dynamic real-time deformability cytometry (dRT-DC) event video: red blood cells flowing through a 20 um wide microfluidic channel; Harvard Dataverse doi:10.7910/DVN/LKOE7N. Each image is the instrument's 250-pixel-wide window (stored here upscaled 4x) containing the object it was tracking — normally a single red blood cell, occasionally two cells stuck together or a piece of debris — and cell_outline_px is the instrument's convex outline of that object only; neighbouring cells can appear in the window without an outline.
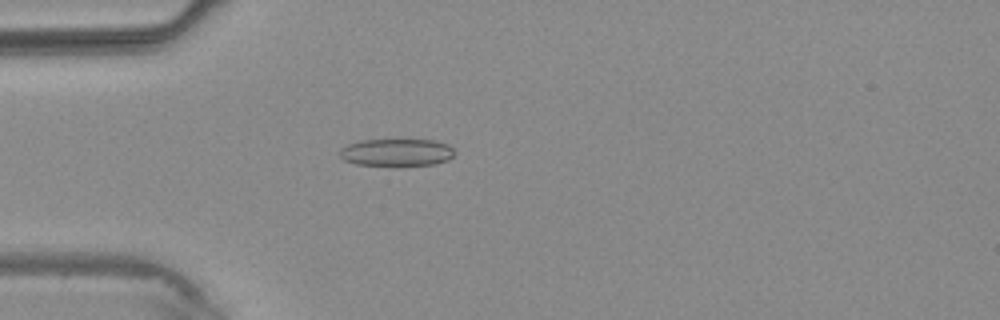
{"species": "common noctule bat (a hibernating species)", "species_latin": "Nyctalus noctula", "temperature_condition": "warm", "stored_images_in_passage": 3, "camera_frame_rate_fps": 3000, "um_per_image_px": 0.085, "animal": {"sex": "male", "body_mass_g": 20.4}, "frame": {"image": 1, "passage_image": 3, "time_ms": 3.0, "image_size_px": [1000, 320], "cell_outline_px": [[452, 156], [448, 160], [436, 164], [356, 164], [344, 160], [340, 156], [340, 148], [348, 144], [360, 140], [436, 140], [448, 144], [452, 148]], "centroid_in_image_um": [33.7, 12.93], "position_along_channel_um": 51.3, "area_um2": 17.86}}